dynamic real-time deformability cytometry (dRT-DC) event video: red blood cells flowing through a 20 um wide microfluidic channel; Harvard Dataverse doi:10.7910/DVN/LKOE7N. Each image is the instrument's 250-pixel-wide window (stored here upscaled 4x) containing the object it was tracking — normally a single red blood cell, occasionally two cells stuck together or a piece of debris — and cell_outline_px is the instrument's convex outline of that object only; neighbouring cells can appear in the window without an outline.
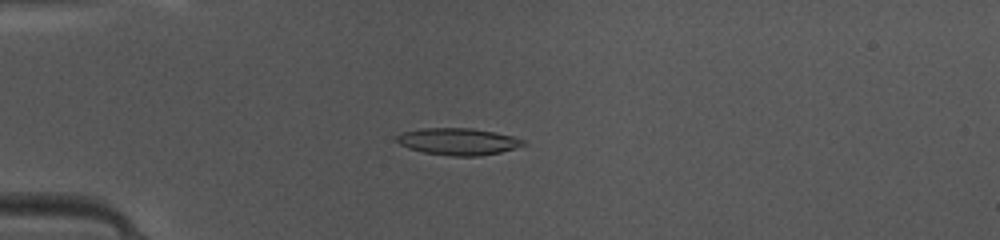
{"species": "common noctule bat (a hibernating species)", "species_latin": "Nyctalus noctula", "temperature_condition": "warm", "stored_images_in_passage": 48, "camera_frame_rate_fps": 3000, "um_per_image_px": 0.085, "animal": {"sex": "female", "body_mass_g": 10.0, "forearm_length_mm": 53.1}, "frame": {"image": 1, "passage_image": 13, "time_ms": 4.0, "image_size_px": [1000, 240], "cell_outline_px": [[528, 144], [516, 148], [500, 152], [480, 156], [452, 156], [424, 152], [408, 148], [400, 144], [396, 140], [396, 136], [404, 132], [424, 128], [472, 128], [496, 132], [512, 136], [524, 140]], "centroid_in_image_um": [38.98, 12.03], "position_along_channel_um": 46.0, "area_um2": 19.83}}
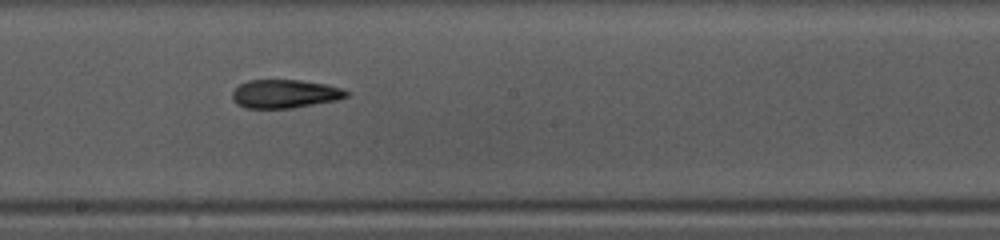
{"frame": {"image": 2, "passage_image": 27, "time_ms": 8.667, "image_size_px": [1000, 240], "cell_outline_px": [[348, 96], [336, 100], [292, 108], [244, 108], [236, 104], [232, 100], [232, 92], [240, 84], [248, 80], [300, 80], [328, 84], [340, 88], [348, 92]], "centroid_in_image_um": [24.18, 7.97], "position_along_channel_um": 224.0, "area_um2": 18.96}}
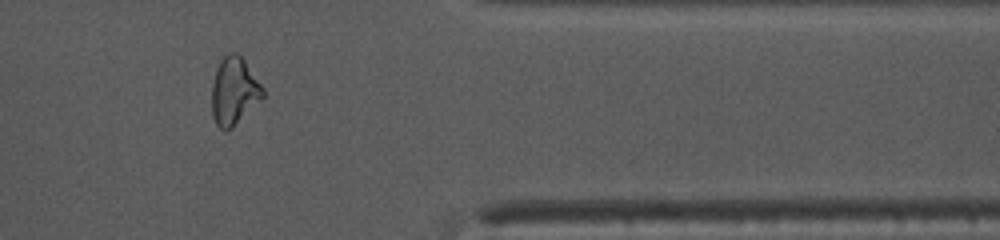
{"frame": {"image": 3, "passage_image": 40, "time_ms": 13.0, "image_size_px": [1000, 240], "cell_outline_px": [[264, 96], [232, 128], [224, 132], [216, 124], [212, 116], [212, 84], [216, 68], [220, 60], [228, 52], [236, 52], [244, 60], [264, 88]], "centroid_in_image_um": [19.88, 7.74], "position_along_channel_um": 391.5, "area_um2": 20.06}, "authors_computed_cell_mechanics": {"area_um2": 19.2474, "velocity_mm_per_s": 4.1862, "shape_relaxation_time_tau1_ms": 7.1351, "shape_relaxation_time_tau2_ms": 4.9162, "deformation_change_tau1": 0.2235, "deformation_change_tau2": 0.1286}}